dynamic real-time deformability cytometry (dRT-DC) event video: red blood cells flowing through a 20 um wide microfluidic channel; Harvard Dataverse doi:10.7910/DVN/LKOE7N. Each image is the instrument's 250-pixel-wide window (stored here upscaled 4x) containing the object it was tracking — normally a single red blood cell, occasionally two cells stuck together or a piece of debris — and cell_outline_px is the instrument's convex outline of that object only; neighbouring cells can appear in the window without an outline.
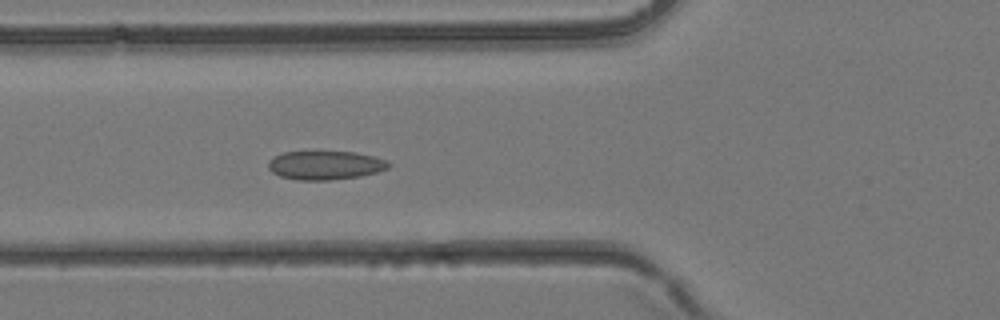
{"species": "common noctule bat (a hibernating species)", "species_latin": "Nyctalus noctula", "temperature_condition": "room temperature", "stored_images_in_passage": 37, "camera_frame_rate_fps": 3000, "um_per_image_px": 0.085, "animal": {"sex": "female", "body_mass_g": 24.6, "forearm_length_mm": 56.2}, "frame": {"image": 1, "passage_image": 12, "time_ms": 3.667, "image_size_px": [1000, 320], "cell_outline_px": [[392, 164], [388, 168], [376, 172], [360, 176], [328, 180], [296, 180], [280, 176], [272, 172], [268, 168], [268, 160], [272, 156], [284, 152], [356, 152], [376, 156], [388, 160]], "centroid_in_image_um": [27.65, 14.04], "position_along_channel_um": 98.1, "area_um2": 20.35}}
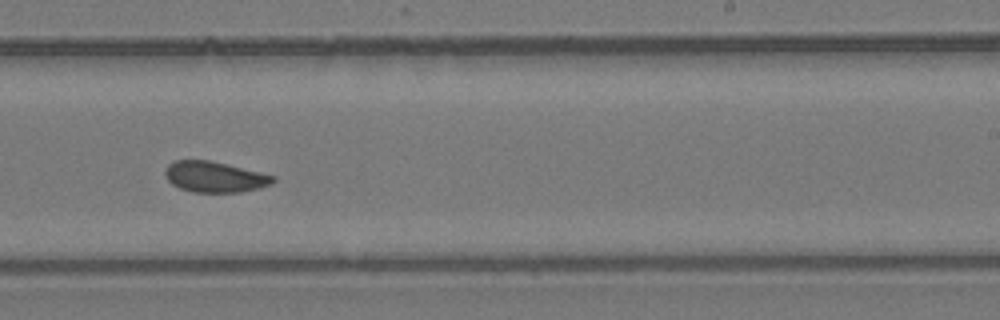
{"frame": {"image": 2, "passage_image": 22, "time_ms": 7.0, "image_size_px": [1000, 320], "cell_outline_px": [[276, 180], [272, 184], [260, 188], [240, 192], [192, 192], [180, 188], [172, 184], [164, 176], [164, 172], [168, 164], [176, 160], [208, 160], [260, 172], [276, 176]], "centroid_in_image_um": [18.25, 15.04], "position_along_channel_um": 270.8, "area_um2": 19.36}}
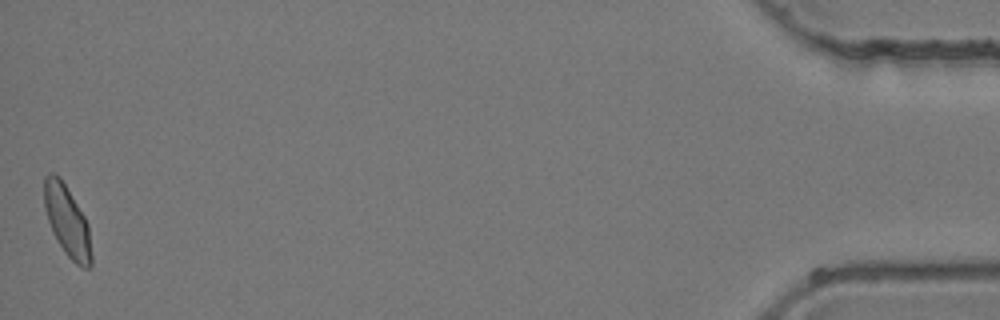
{"frame": {"image": 3, "passage_image": 37, "time_ms": 12.0, "image_size_px": [1000, 320], "cell_outline_px": [[92, 264], [88, 268], [84, 268], [76, 264], [64, 252], [52, 232], [44, 208], [44, 176], [52, 172], [60, 176], [84, 216], [88, 224], [92, 256]], "centroid_in_image_um": [5.7, 18.79], "position_along_channel_um": 429.5, "area_um2": 19.48}}